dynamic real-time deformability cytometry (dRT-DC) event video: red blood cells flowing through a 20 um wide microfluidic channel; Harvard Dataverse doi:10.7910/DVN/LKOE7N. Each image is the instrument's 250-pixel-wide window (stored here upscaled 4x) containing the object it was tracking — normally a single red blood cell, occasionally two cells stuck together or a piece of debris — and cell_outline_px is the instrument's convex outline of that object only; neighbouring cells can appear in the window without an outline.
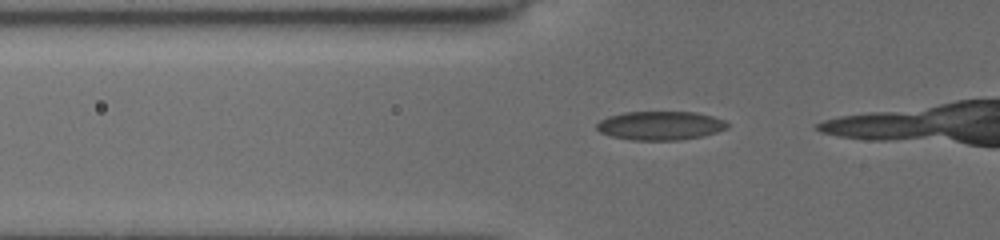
{"species": "common noctule bat (a hibernating species)", "species_latin": "Nyctalus noctula", "temperature_condition": "cold", "stored_images_in_passage": 8, "camera_frame_rate_fps": 3000, "um_per_image_px": 0.085, "animal": {"sex": "female", "body_mass_g": 19.5, "forearm_length_mm": 54.1}, "frame": {"image": 1, "passage_image": 2, "time_ms": 0.333, "image_size_px": [1000, 240], "cell_outline_px": [[728, 128], [704, 136], [680, 140], [632, 140], [612, 136], [600, 132], [596, 128], [596, 124], [600, 120], [608, 116], [624, 112], [696, 112], [712, 116], [724, 120], [728, 124]], "centroid_in_image_um": [56.13, 10.67], "position_along_channel_um": 69.7, "area_um2": 21.96}}
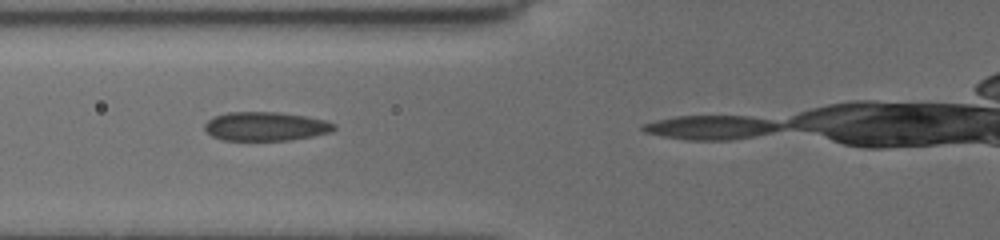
{"frame": {"image": 2, "passage_image": 5, "time_ms": 1.333, "image_size_px": [1000, 240], "cell_outline_px": [[336, 128], [332, 132], [292, 140], [224, 140], [212, 136], [204, 128], [204, 124], [208, 120], [216, 116], [228, 112], [280, 112], [304, 116], [324, 120], [336, 124]], "centroid_in_image_um": [22.6, 10.74], "position_along_channel_um": 103.2, "area_um2": 21.73}}